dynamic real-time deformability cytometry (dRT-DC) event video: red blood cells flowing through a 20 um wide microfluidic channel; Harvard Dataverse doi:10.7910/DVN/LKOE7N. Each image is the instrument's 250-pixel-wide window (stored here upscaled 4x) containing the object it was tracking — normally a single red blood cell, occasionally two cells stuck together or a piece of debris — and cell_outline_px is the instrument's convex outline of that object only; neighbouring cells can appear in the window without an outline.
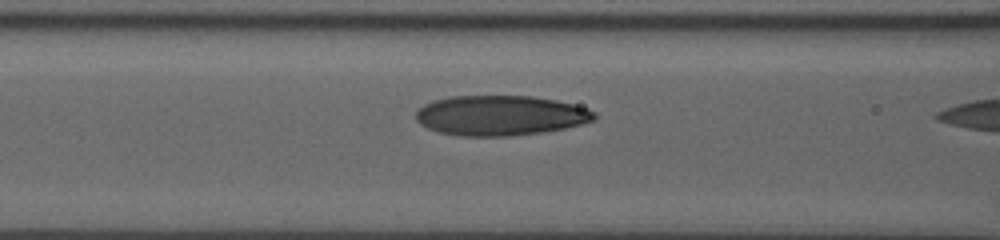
{"species": "human", "species_latin": "Homo sapiens", "temperature_condition": "room temperature", "stored_images_in_passage": 18, "camera_frame_rate_fps": 3000, "um_per_image_px": 0.085, "donor": {"sex": "male"}, "frame": {"image": 1, "passage_image": 17, "time_ms": 5.333, "image_size_px": [1000, 240], "cell_outline_px": [[596, 120], [564, 128], [540, 132], [512, 136], [460, 136], [440, 132], [428, 128], [420, 124], [416, 120], [416, 112], [424, 104], [432, 100], [452, 96], [532, 96], [556, 100], [588, 108], [596, 112]], "centroid_in_image_um": [42.53, 9.81], "position_along_channel_um": 124.1, "area_um2": 41.67}}